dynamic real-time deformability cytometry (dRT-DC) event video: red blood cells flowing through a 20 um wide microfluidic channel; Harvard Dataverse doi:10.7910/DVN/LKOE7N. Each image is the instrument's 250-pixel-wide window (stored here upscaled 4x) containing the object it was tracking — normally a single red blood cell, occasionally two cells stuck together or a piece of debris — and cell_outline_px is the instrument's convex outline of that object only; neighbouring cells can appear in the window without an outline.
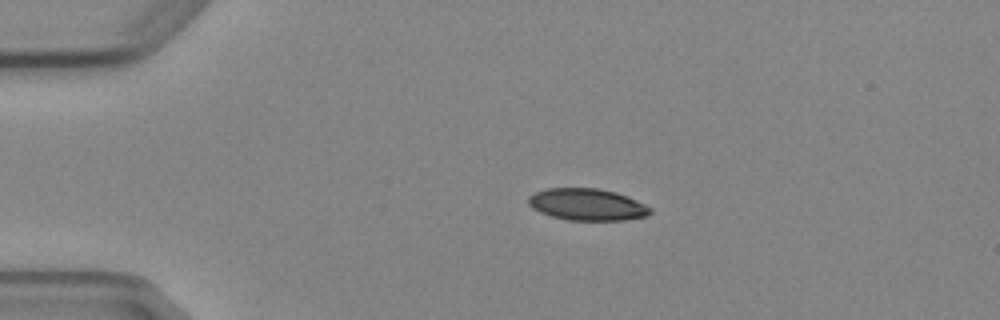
{"species": "Egyptian fruit bat (a non-hibernating species)", "species_latin": "Rousettus aegyptiacus", "temperature_condition": "cold", "stored_images_in_passage": 2, "camera_frame_rate_fps": 3000, "um_per_image_px": 0.085, "animal": {"sex": "female"}, "frame": {"image": 1, "passage_image": 1, "time_ms": 0.0, "image_size_px": [1000, 320], "cell_outline_px": [[652, 212], [648, 216], [624, 220], [568, 220], [552, 216], [540, 212], [532, 208], [528, 204], [528, 196], [536, 192], [548, 188], [600, 188], [616, 192], [628, 196], [652, 208]], "centroid_in_image_um": [49.93, 17.38], "position_along_channel_um": 35.1, "area_um2": 22.72}}